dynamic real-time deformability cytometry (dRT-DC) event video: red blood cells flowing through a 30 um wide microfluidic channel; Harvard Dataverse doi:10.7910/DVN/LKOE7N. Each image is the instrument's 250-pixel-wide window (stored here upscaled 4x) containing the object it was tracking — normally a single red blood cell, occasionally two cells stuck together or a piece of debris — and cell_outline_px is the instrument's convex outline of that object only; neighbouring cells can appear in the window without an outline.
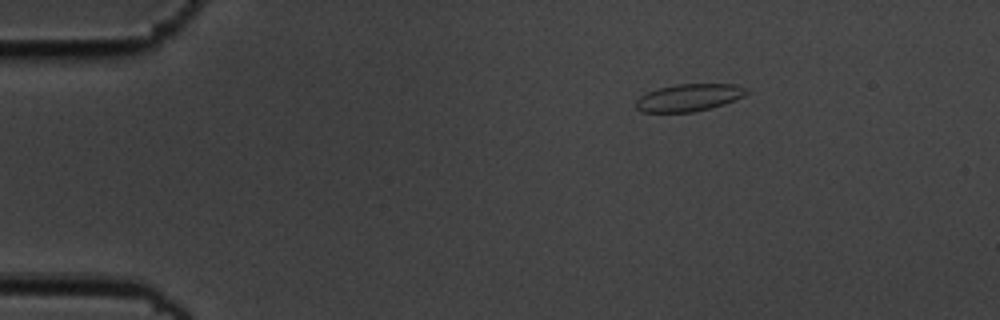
{"species": "common noctule bat (a hibernating species)", "species_latin": "Nyctalus noctula", "temperature_condition": "cold", "stored_images_in_passage": 3, "camera_frame_rate_fps": 3000, "um_per_image_px": 0.085, "animal": {"sex": "male", "body_mass_g": 19.5, "forearm_length_mm": 54.6}, "frame": {"image": 1, "passage_image": 1, "time_ms": 0.0, "image_size_px": [1000, 320], "cell_outline_px": [[752, 92], [744, 96], [724, 104], [692, 112], [640, 112], [636, 108], [636, 100], [640, 96], [648, 92], [660, 88], [676, 84], [736, 84]], "centroid_in_image_um": [58.57, 8.29], "position_along_channel_um": 26.4, "area_um2": 17.51}}